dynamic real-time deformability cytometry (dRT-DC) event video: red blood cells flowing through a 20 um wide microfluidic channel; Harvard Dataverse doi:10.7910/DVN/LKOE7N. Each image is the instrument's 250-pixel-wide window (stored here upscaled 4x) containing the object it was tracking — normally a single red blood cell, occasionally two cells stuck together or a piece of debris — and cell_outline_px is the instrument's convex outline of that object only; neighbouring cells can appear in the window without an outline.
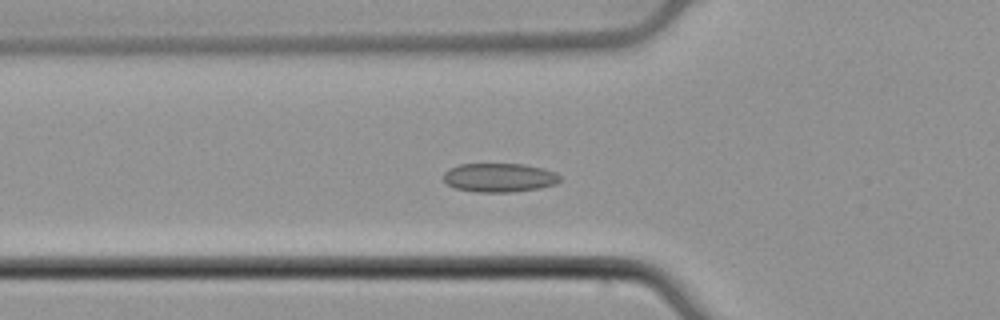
{"species": "common noctule bat (a hibernating species)", "species_latin": "Nyctalus noctula", "temperature_condition": "cold", "stored_images_in_passage": 44, "camera_frame_rate_fps": 3000, "um_per_image_px": 0.085, "animal": {"sex": "male", "body_mass_g": 21.5, "forearm_length_mm": 52.0}, "frame": {"image": 1, "passage_image": 9, "time_ms": 2.667, "image_size_px": [1000, 320], "cell_outline_px": [[560, 180], [556, 184], [540, 188], [512, 192], [476, 192], [456, 188], [448, 184], [444, 180], [444, 172], [460, 164], [524, 164], [556, 172], [560, 176]], "centroid_in_image_um": [42.46, 15.1], "position_along_channel_um": 83.3, "area_um2": 19.48}}
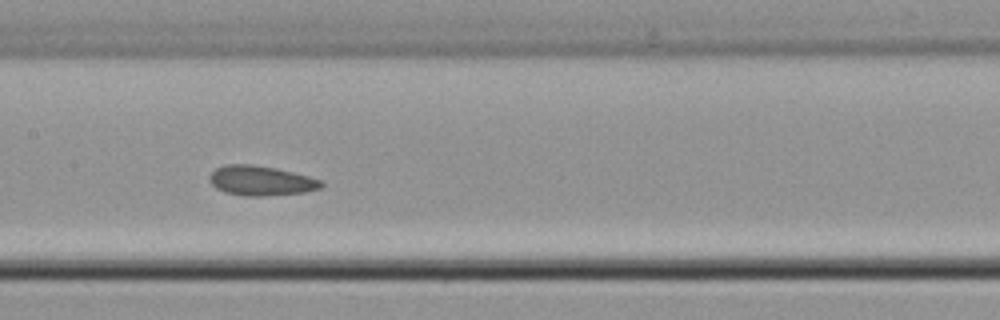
{"frame": {"image": 2, "passage_image": 17, "time_ms": 5.333, "image_size_px": [1000, 320], "cell_outline_px": [[324, 184], [320, 188], [304, 192], [264, 196], [244, 196], [224, 192], [216, 188], [208, 180], [208, 176], [216, 168], [224, 164], [248, 164], [276, 168], [308, 176], [320, 180]], "centroid_in_image_um": [22.13, 15.36], "position_along_channel_um": 185.3, "area_um2": 19.36}}
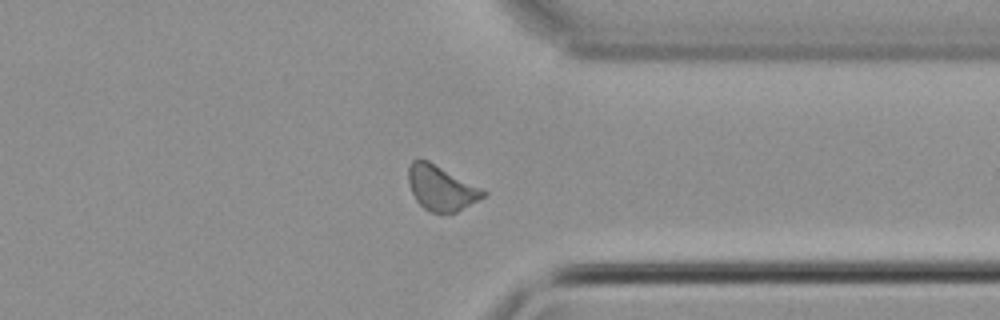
{"frame": {"image": 3, "passage_image": 32, "time_ms": 10.333, "image_size_px": [1000, 320], "cell_outline_px": [[488, 192], [480, 200], [456, 212], [428, 212], [416, 200], [412, 192], [408, 180], [408, 168], [412, 160], [428, 160]], "centroid_in_image_um": [37.49, 15.99], "position_along_channel_um": 373.9, "area_um2": 19.31}, "authors_computed_cell_mechanics": {"area_um2": 19.1896, "velocity_mm_per_s": 3.8227, "shape_relaxation_time_tau1_ms": null, "shape_relaxation_time_tau2_ms": 1.2998, "deformation_change_tau1": null, "deformation_change_tau2": 0.0822}}